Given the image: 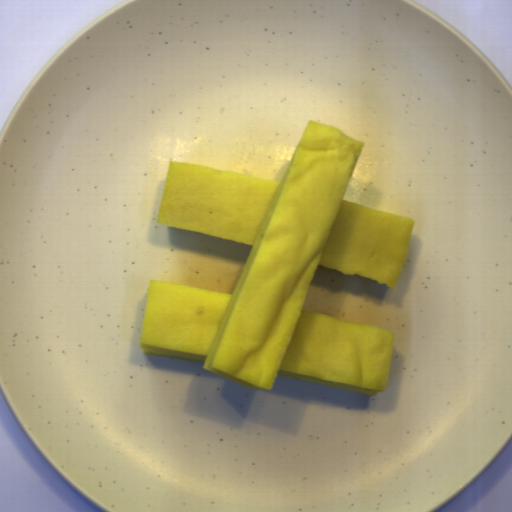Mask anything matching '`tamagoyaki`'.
Segmentation results:
<instances>
[{"instance_id":"obj_1","label":"tamagoyaki","mask_w":512,"mask_h":512,"mask_svg":"<svg viewBox=\"0 0 512 512\" xmlns=\"http://www.w3.org/2000/svg\"><path fill=\"white\" fill-rule=\"evenodd\" d=\"M365 142L309 120L280 182L170 160L156 224L253 245L232 295L149 280L144 353L251 389L278 374L367 396L395 337L303 310L318 266L395 289L413 218L343 200Z\"/></svg>"}]
</instances>
